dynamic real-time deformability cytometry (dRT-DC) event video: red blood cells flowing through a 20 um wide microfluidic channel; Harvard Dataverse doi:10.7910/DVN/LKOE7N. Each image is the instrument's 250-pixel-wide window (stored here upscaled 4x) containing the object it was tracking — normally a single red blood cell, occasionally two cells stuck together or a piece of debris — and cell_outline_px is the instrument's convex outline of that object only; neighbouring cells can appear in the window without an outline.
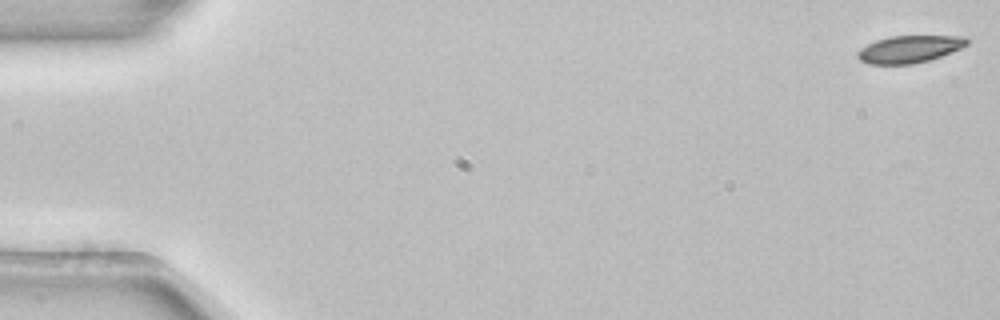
{"species": "common noctule bat (a hibernating species)", "species_latin": "Nyctalus noctula", "temperature_condition": "room temperature", "stored_images_in_passage": 14, "camera_frame_rate_fps": 3000, "um_per_image_px": 0.085, "animal": {"sex": "female", "body_mass_g": 22.7, "forearm_length_mm": 54.2}, "frame": {"image": 1, "passage_image": 1, "time_ms": 0.0, "image_size_px": [1000, 320], "cell_outline_px": [[968, 44], [960, 48], [940, 56], [928, 60], [912, 64], [868, 64], [860, 60], [856, 56], [856, 52], [860, 48], [876, 40], [892, 36], [964, 36], [968, 40]], "centroid_in_image_um": [77.26, 4.18], "position_along_channel_um": 7.7, "area_um2": 17.22}}
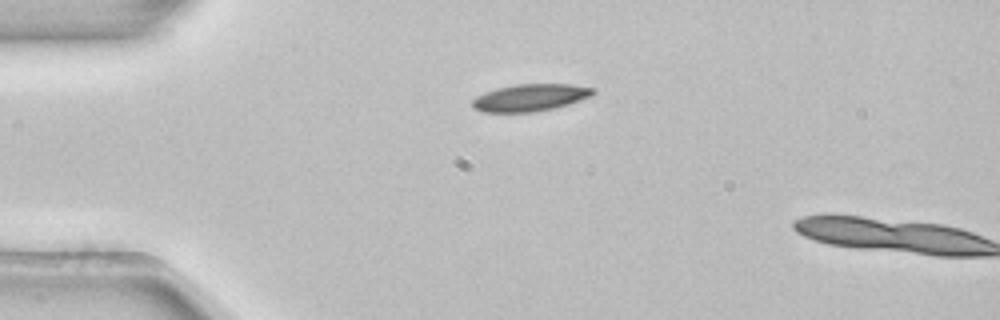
{"frame": {"image": 2, "passage_image": 13, "time_ms": 4.0, "image_size_px": [1000, 320], "cell_outline_px": [[596, 92], [592, 96], [556, 108], [532, 112], [480, 112], [472, 108], [472, 100], [476, 96], [484, 92], [496, 88], [516, 84], [572, 84], [596, 88]], "centroid_in_image_um": [45.07, 8.29], "position_along_channel_um": 39.9, "area_um2": 19.36}}